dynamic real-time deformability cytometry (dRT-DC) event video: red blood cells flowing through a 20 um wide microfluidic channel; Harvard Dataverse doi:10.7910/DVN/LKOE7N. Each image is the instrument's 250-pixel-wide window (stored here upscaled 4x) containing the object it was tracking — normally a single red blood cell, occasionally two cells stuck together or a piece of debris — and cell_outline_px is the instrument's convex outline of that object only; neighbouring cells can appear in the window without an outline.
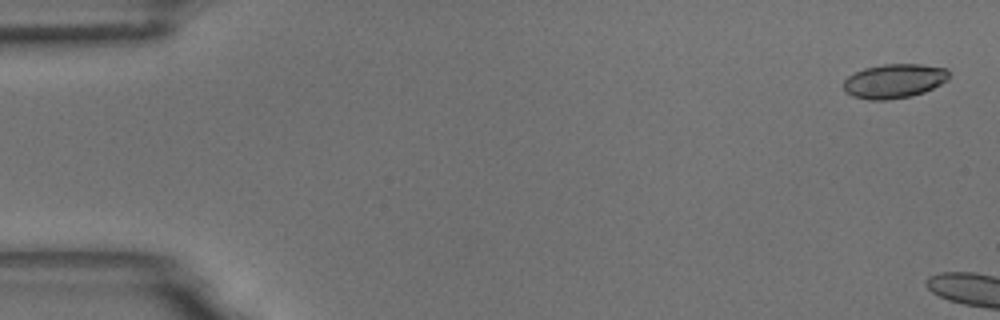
{"species": "common noctule bat (a hibernating species)", "species_latin": "Nyctalus noctula", "temperature_condition": "room temperature", "stored_images_in_passage": 5, "camera_frame_rate_fps": 3000, "um_per_image_px": 0.085, "animal": {"sex": "male", "body_mass_g": 18.8}, "frame": {"image": 1, "passage_image": 1, "time_ms": 0.0, "image_size_px": [1000, 320], "cell_outline_px": [[948, 80], [924, 92], [912, 96], [884, 100], [868, 100], [852, 96], [844, 92], [844, 80], [848, 76], [864, 68], [884, 64], [920, 64], [948, 68]], "centroid_in_image_um": [75.99, 6.89], "position_along_channel_um": 9.0, "area_um2": 21.1}}